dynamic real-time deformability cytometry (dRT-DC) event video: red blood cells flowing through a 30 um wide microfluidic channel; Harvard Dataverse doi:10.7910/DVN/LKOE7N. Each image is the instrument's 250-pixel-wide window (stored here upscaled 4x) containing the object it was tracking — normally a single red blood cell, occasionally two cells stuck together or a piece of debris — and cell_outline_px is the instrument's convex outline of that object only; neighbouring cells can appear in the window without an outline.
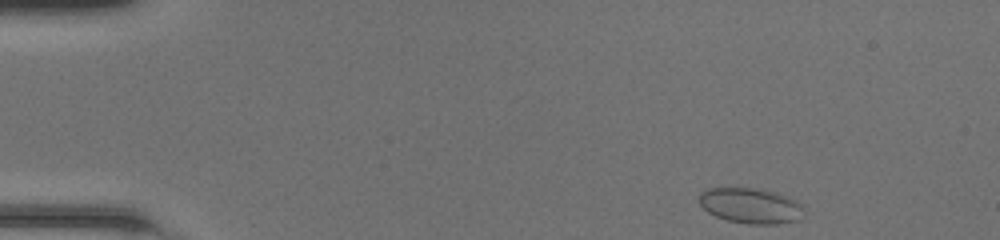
{"species": "common noctule bat (a hibernating species)", "species_latin": "Nyctalus noctula", "temperature_condition": "room temperature", "stored_images_in_passage": 38, "camera_frame_rate_fps": 3000, "um_per_image_px": 0.085, "animal": {"sex": "female", "body_mass_g": 20.0, "forearm_length_mm": 54.0}, "frame": {"image": 1, "passage_image": 1, "time_ms": 0.0, "image_size_px": [1000, 240], "cell_outline_px": [[804, 216], [800, 220], [776, 224], [748, 224], [728, 220], [716, 216], [708, 212], [700, 204], [700, 192], [708, 188], [752, 188], [776, 192], [804, 204]], "centroid_in_image_um": [63.86, 17.49], "position_along_channel_um": 21.1, "area_um2": 21.73}}
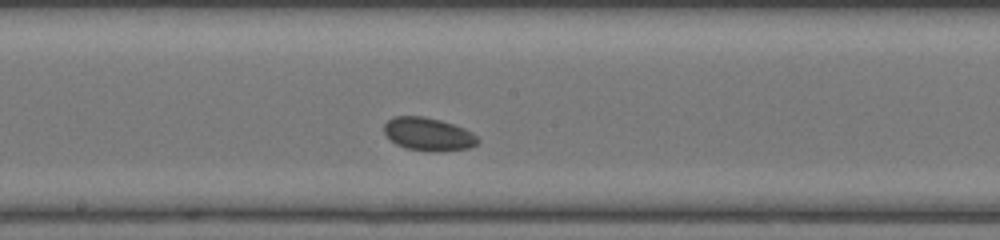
{"frame": {"image": 2, "passage_image": 22, "time_ms": 7.0, "image_size_px": [1000, 240], "cell_outline_px": [[480, 140], [472, 148], [404, 148], [396, 144], [384, 132], [384, 124], [392, 116], [424, 116], [440, 120], [464, 128], [472, 132]], "centroid_in_image_um": [36.37, 11.33], "position_along_channel_um": 211.8, "area_um2": 17.17}}
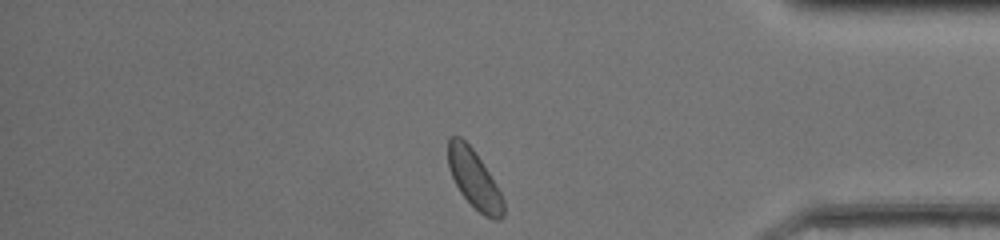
{"frame": {"image": 3, "passage_image": 37, "time_ms": 12.0, "image_size_px": [1000, 240], "cell_outline_px": [[504, 216], [500, 220], [492, 220], [484, 216], [460, 192], [448, 168], [448, 136], [460, 136], [472, 148], [496, 184], [504, 200]], "centroid_in_image_um": [40.31, 15.24], "position_along_channel_um": 394.9, "area_um2": 18.61}}